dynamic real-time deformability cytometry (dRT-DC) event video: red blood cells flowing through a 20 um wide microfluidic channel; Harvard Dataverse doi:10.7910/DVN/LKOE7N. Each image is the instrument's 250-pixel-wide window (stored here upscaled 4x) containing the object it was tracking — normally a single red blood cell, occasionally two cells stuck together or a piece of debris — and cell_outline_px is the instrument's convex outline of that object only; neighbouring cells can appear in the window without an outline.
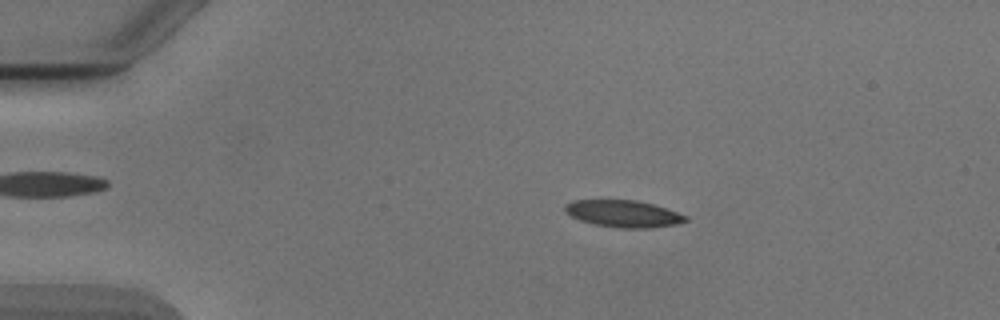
{"species": "Egyptian fruit bat (a non-hibernating species)", "species_latin": "Rousettus aegyptiacus", "temperature_condition": "cold", "stored_images_in_passage": 52, "camera_frame_rate_fps": 3000, "um_per_image_px": 0.085, "animal": {"sex": "male"}, "frame": {"image": 1, "passage_image": 10, "time_ms": 3.0, "image_size_px": [1000, 320], "cell_outline_px": [[688, 220], [676, 224], [648, 228], [620, 228], [596, 224], [580, 220], [564, 212], [564, 204], [572, 200], [636, 200], [652, 204], [688, 216]], "centroid_in_image_um": [52.95, 18.16], "position_along_channel_um": 32.0, "area_um2": 18.79}}
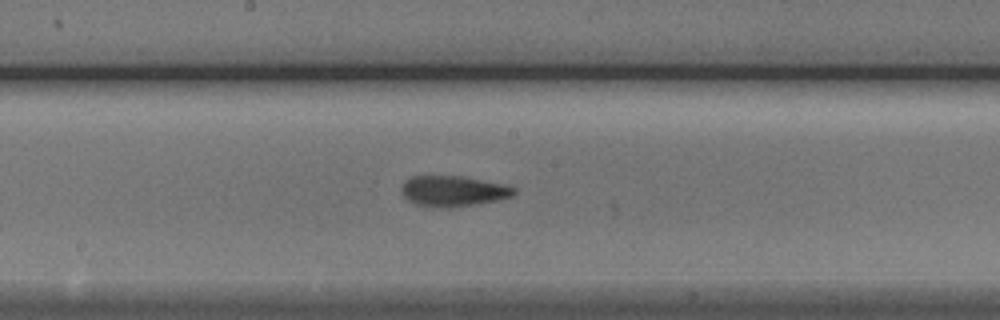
{"frame": {"image": 2, "passage_image": 28, "time_ms": 9.0, "image_size_px": [1000, 320], "cell_outline_px": [[516, 192], [512, 196], [496, 200], [476, 204], [448, 208], [436, 208], [416, 204], [408, 200], [400, 192], [400, 188], [404, 180], [412, 176], [460, 176], [500, 184], [516, 188]], "centroid_in_image_um": [38.45, 16.25], "position_along_channel_um": 209.8, "area_um2": 20.0}}
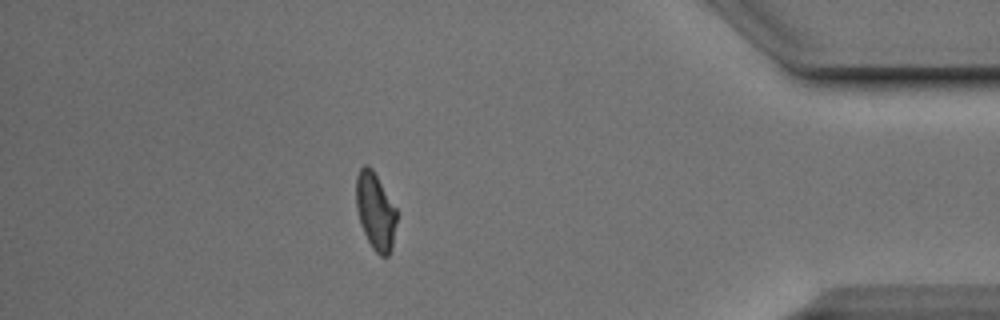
{"frame": {"image": 3, "passage_image": 46, "time_ms": 15.0, "image_size_px": [1000, 320], "cell_outline_px": [[396, 224], [392, 248], [388, 256], [380, 256], [372, 248], [364, 232], [356, 208], [356, 176], [360, 168], [364, 164], [368, 164], [372, 168], [396, 208]], "centroid_in_image_um": [31.91, 17.94], "position_along_channel_um": 403.3, "area_um2": 18.15}, "authors_computed_cell_mechanics": {"area_um2": 19.0162, "velocity_mm_per_s": 3.8931, "shape_relaxation_time_tau1_ms": 3.1977, "shape_relaxation_time_tau2_ms": 1.8686, "deformation_change_tau1": 0.1324, "deformation_change_tau2": 0.0876}}